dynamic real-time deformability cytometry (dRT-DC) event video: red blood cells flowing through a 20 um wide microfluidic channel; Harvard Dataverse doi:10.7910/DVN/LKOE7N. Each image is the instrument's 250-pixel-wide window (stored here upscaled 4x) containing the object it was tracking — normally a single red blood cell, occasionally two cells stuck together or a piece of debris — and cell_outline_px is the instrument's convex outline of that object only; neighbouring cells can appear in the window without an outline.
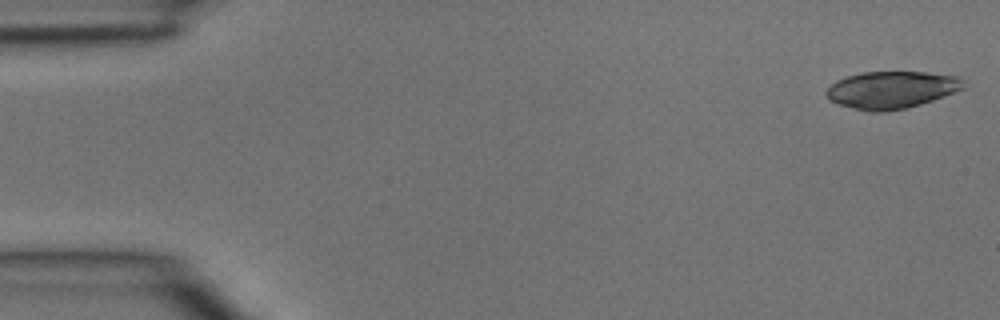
{"species": "common noctule bat (a hibernating species)", "species_latin": "Nyctalus noctula", "temperature_condition": "room temperature", "stored_images_in_passage": 4, "camera_frame_rate_fps": 3000, "um_per_image_px": 0.085, "animal": {"sex": "male", "body_mass_g": 15.6}, "frame": {"image": 1, "passage_image": 1, "time_ms": 0.0, "image_size_px": [1000, 320], "cell_outline_px": [[964, 88], [932, 100], [920, 104], [904, 108], [884, 112], [868, 112], [840, 104], [828, 100], [824, 92], [836, 80], [848, 76], [864, 72], [924, 72], [956, 76], [960, 80]], "centroid_in_image_um": [75.71, 7.64], "position_along_channel_um": 9.3, "area_um2": 29.36}}